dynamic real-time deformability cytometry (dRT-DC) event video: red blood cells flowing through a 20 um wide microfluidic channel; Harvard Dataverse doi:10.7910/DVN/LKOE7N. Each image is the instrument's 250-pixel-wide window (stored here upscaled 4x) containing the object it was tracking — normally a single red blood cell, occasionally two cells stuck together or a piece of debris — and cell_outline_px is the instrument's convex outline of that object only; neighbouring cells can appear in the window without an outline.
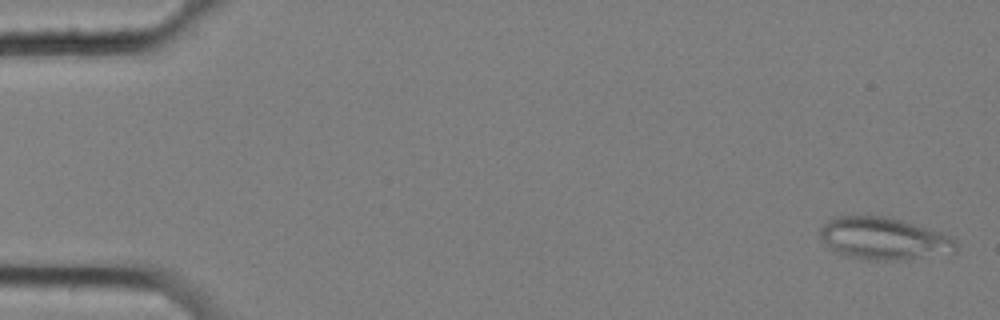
{"species": "common noctule bat (a hibernating species)", "species_latin": "Nyctalus noctula", "temperature_condition": "cold", "stored_images_in_passage": 22, "camera_frame_rate_fps": 3000, "um_per_image_px": 0.085, "animal": {"sex": "female", "body_mass_g": 25.1}, "frame": {"image": 1, "passage_image": 1, "time_ms": 0.0, "image_size_px": [1000, 320], "cell_outline_px": [[956, 252], [896, 260], [868, 260], [844, 256], [836, 252], [820, 236], [820, 228], [832, 216], [884, 216], [900, 220], [940, 232], [952, 236], [956, 240]], "centroid_in_image_um": [75.11, 20.27], "position_along_channel_um": 9.9, "area_um2": 33.12}}
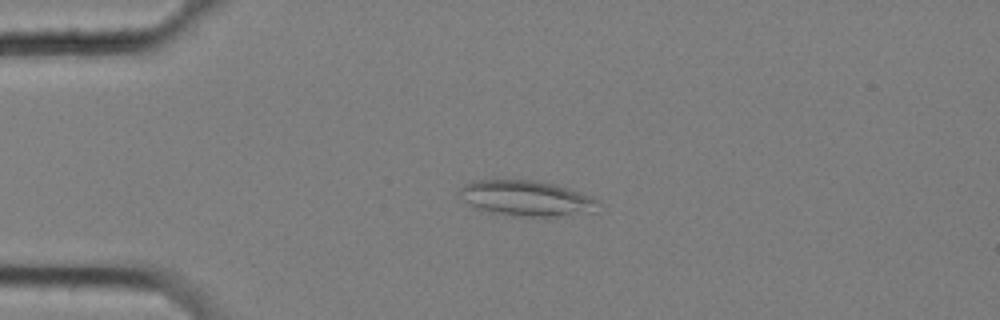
{"frame": {"image": 2, "passage_image": 13, "time_ms": 4.0, "image_size_px": [1000, 320], "cell_outline_px": [[600, 212], [544, 220], [512, 216], [472, 208], [456, 192], [464, 184], [472, 180], [532, 180], [556, 184], [592, 196], [600, 200]], "centroid_in_image_um": [44.85, 16.92], "position_along_channel_um": 40.1, "area_um2": 30.35}}